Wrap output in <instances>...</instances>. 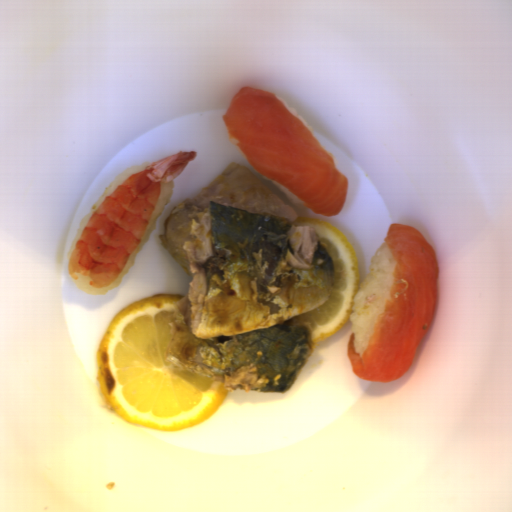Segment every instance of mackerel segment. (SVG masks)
<instances>
[{"mask_svg": "<svg viewBox=\"0 0 512 512\" xmlns=\"http://www.w3.org/2000/svg\"><path fill=\"white\" fill-rule=\"evenodd\" d=\"M286 194L238 162L168 214L158 241L190 277L164 358L228 389L285 392L315 346L303 319L334 261Z\"/></svg>", "mask_w": 512, "mask_h": 512, "instance_id": "1", "label": "mackerel segment"}]
</instances>
